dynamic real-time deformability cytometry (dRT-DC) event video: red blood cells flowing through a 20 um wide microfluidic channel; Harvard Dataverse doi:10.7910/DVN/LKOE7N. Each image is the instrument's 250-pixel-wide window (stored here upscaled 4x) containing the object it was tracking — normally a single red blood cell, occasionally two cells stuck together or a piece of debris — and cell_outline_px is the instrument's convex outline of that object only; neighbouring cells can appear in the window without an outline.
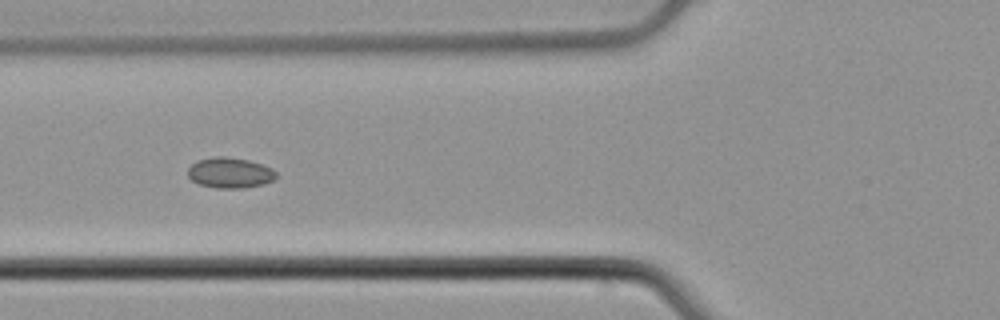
{"species": "common noctule bat (a hibernating species)", "species_latin": "Nyctalus noctula", "temperature_condition": "cold", "stored_images_in_passage": 5, "camera_frame_rate_fps": 3000, "um_per_image_px": 0.085, "animal": {"sex": "male", "body_mass_g": 21.5, "forearm_length_mm": 52.0}, "frame": {"image": 1, "passage_image": 4, "time_ms": 1.0, "image_size_px": [1000, 320], "cell_outline_px": [[276, 180], [264, 184], [244, 188], [216, 188], [200, 184], [192, 180], [188, 176], [188, 168], [196, 160], [216, 156], [224, 156], [248, 160], [272, 168], [276, 172]], "centroid_in_image_um": [19.56, 14.69], "position_along_channel_um": 106.2, "area_um2": 15.78}}
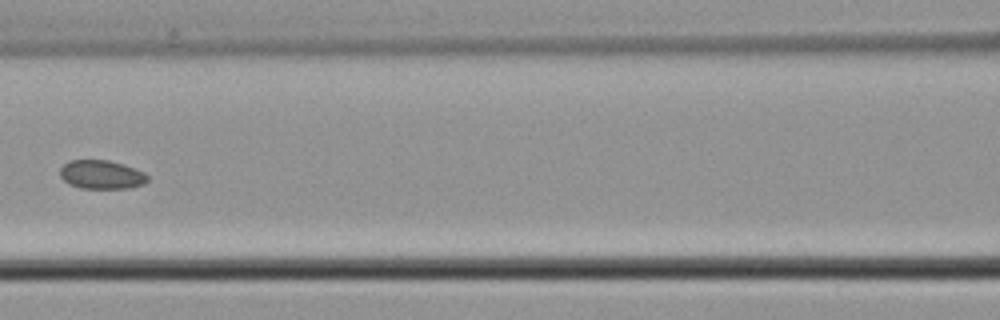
{"frame": {"image": 2, "passage_image": 5, "time_ms": 1.333, "image_size_px": [1000, 320], "cell_outline_px": [[148, 180], [144, 184], [128, 188], [80, 188], [64, 180], [60, 176], [60, 168], [68, 160], [108, 160], [124, 164], [144, 172], [148, 176]], "centroid_in_image_um": [8.64, 14.83], "position_along_channel_um": 158.0, "area_um2": 14.62}}